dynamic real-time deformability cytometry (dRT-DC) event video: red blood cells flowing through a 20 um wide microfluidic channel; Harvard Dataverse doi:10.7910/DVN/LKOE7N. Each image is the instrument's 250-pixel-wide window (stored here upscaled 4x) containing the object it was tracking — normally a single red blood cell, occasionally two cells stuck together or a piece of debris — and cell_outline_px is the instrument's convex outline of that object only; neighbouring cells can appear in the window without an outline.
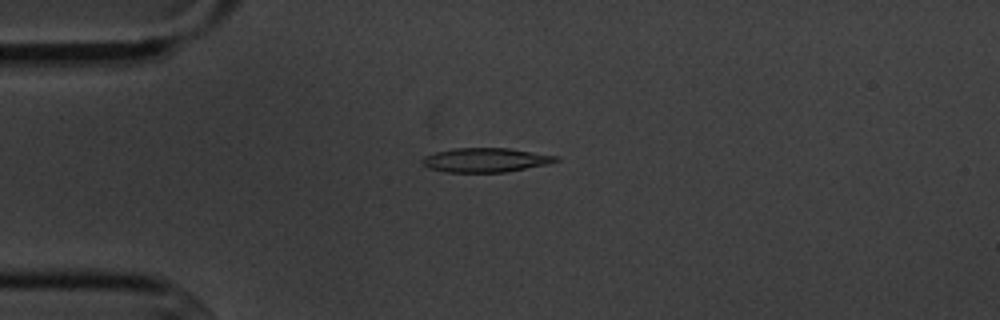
{"species": "common noctule bat (a hibernating species)", "species_latin": "Nyctalus noctula", "temperature_condition": "cold", "stored_images_in_passage": 6, "camera_frame_rate_fps": 3000, "um_per_image_px": 0.085, "animal": {"sex": "male", "body_mass_g": 20.1, "forearm_length_mm": 53.5}, "frame": {"image": 1, "passage_image": 2, "time_ms": 2.0, "image_size_px": [1000, 320], "cell_outline_px": [[560, 160], [548, 164], [504, 172], [448, 172], [428, 168], [420, 160], [424, 156], [436, 152], [452, 148], [508, 148], [560, 156]], "centroid_in_image_um": [41.29, 13.59], "position_along_channel_um": 43.7, "area_um2": 18.84}}
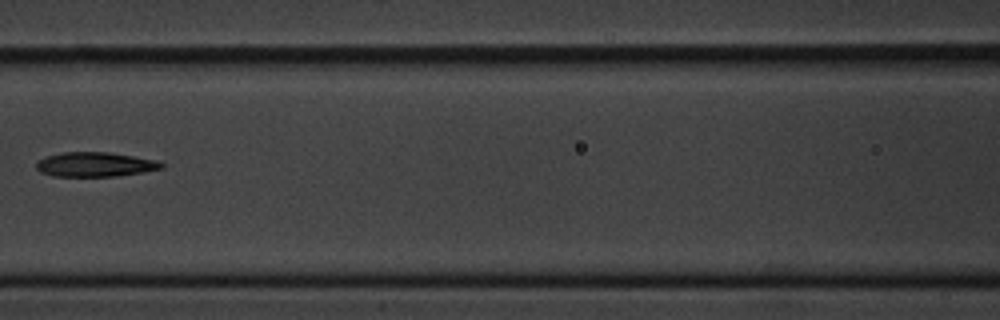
{"frame": {"image": 2, "passage_image": 5, "time_ms": 5.667, "image_size_px": [1000, 320], "cell_outline_px": [[164, 168], [144, 172], [116, 176], [52, 176], [40, 172], [36, 168], [36, 164], [40, 160], [48, 156], [64, 152], [108, 152], [156, 160], [164, 164]], "centroid_in_image_um": [8.1, 13.98], "position_along_channel_um": 158.5, "area_um2": 17.74}}
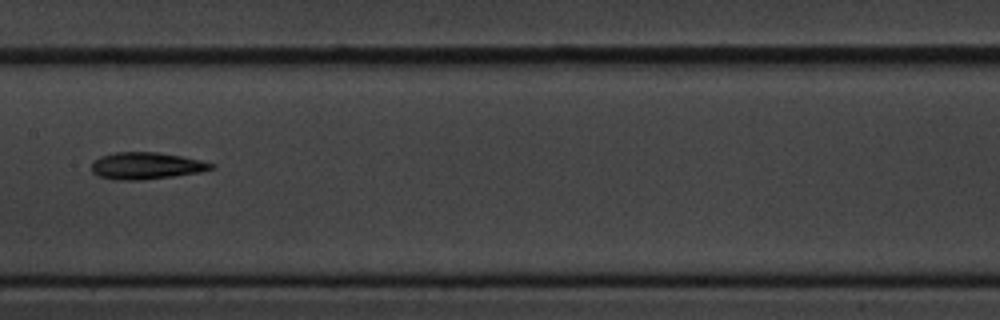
{"frame": {"image": 3, "passage_image": 6, "time_ms": 6.667, "image_size_px": [1000, 320], "cell_outline_px": [[216, 168], [200, 172], [172, 176], [140, 180], [112, 180], [100, 176], [92, 172], [92, 164], [100, 156], [112, 152], [160, 152], [200, 160], [216, 164]], "centroid_in_image_um": [12.44, 14.09], "position_along_channel_um": 195.0, "area_um2": 18.79}}